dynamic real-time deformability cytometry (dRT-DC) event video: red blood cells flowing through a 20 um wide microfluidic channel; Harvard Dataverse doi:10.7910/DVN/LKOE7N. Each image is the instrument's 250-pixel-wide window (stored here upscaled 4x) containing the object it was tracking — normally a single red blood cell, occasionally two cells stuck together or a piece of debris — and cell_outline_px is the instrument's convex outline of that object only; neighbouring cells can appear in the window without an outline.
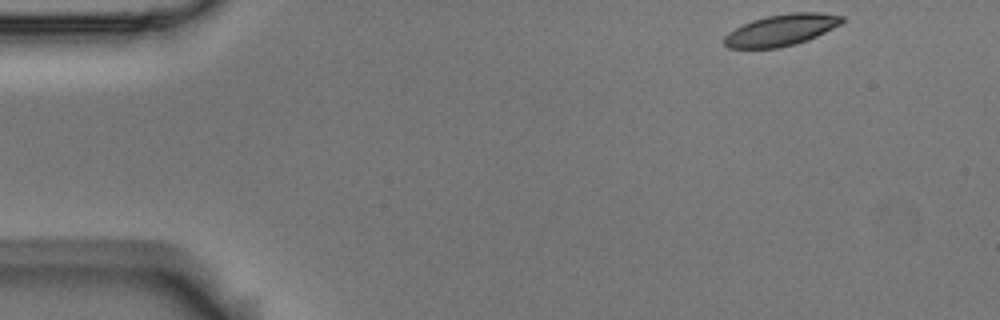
{"species": "Egyptian fruit bat (a non-hibernating species)", "species_latin": "Rousettus aegyptiacus", "temperature_condition": "room temperature", "stored_images_in_passage": 5, "camera_frame_rate_fps": 3000, "um_per_image_px": 0.085, "animal": {"sex": "male"}, "frame": {"image": 1, "passage_image": 1, "time_ms": 0.0, "image_size_px": [1000, 320], "cell_outline_px": [[844, 20], [840, 24], [808, 40], [796, 44], [780, 48], [728, 48], [724, 44], [724, 36], [728, 32], [752, 20], [768, 16], [792, 12], [820, 12], [844, 16]], "centroid_in_image_um": [66.41, 2.55], "position_along_channel_um": 18.6, "area_um2": 21.5}}
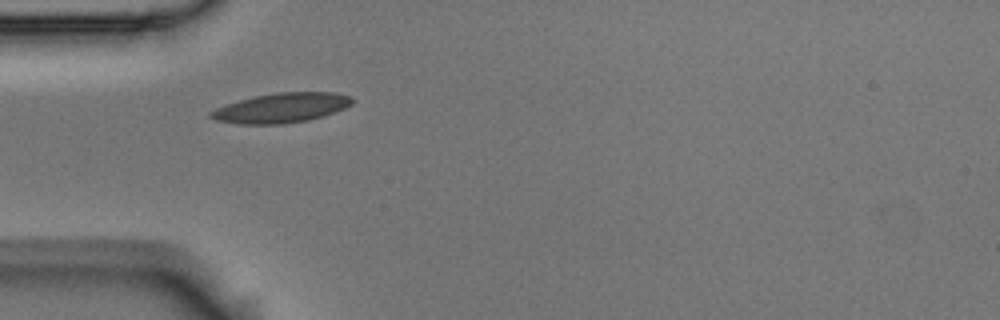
{"frame": {"image": 2, "passage_image": 4, "time_ms": 1.0, "image_size_px": [1000, 320], "cell_outline_px": [[352, 104], [344, 108], [324, 116], [308, 120], [280, 124], [236, 124], [216, 120], [208, 116], [208, 112], [216, 108], [240, 100], [256, 96], [276, 92], [336, 92], [352, 96]], "centroid_in_image_um": [23.92, 9.17], "position_along_channel_um": 61.1, "area_um2": 24.45}}
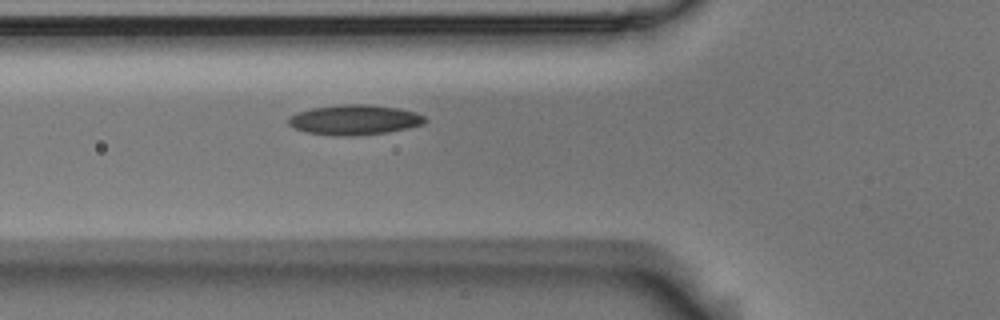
{"frame": {"image": 3, "passage_image": 5, "time_ms": 1.333, "image_size_px": [1000, 320], "cell_outline_px": [[428, 120], [424, 124], [408, 128], [388, 132], [352, 136], [336, 136], [304, 132], [288, 124], [288, 116], [296, 112], [312, 108], [344, 104], [368, 104], [396, 108], [416, 112], [424, 116]], "centroid_in_image_um": [30.12, 10.19], "position_along_channel_um": 95.7, "area_um2": 24.04}}